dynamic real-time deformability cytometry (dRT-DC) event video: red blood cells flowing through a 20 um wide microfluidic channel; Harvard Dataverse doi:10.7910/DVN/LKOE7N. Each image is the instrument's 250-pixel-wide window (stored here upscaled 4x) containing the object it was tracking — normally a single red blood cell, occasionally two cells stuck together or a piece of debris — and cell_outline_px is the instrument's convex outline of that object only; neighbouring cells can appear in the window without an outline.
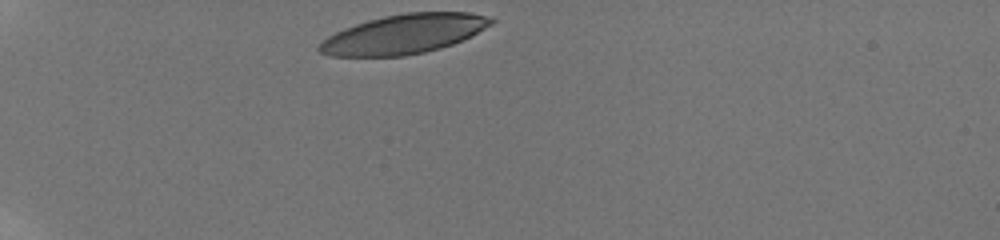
{"species": "human", "species_latin": "Homo sapiens", "temperature_condition": "room temperature", "stored_images_in_passage": 34, "camera_frame_rate_fps": 3000, "um_per_image_px": 0.085, "donor": {"sex": "male"}, "frame": {"image": 1, "passage_image": 1, "time_ms": 0.0, "image_size_px": [1000, 240], "cell_outline_px": [[496, 20], [492, 24], [452, 44], [440, 48], [424, 52], [404, 56], [328, 56], [320, 52], [316, 48], [328, 36], [344, 28], [368, 20], [384, 16], [404, 12], [472, 12]], "centroid_in_image_um": [34.29, 2.89], "position_along_channel_um": 50.7, "area_um2": 39.07}}
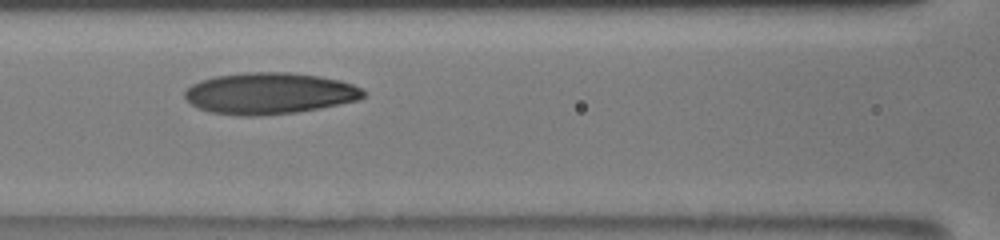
{"frame": {"image": 2, "passage_image": 12, "time_ms": 3.667, "image_size_px": [1000, 240], "cell_outline_px": [[368, 92], [364, 96], [356, 100], [340, 104], [320, 108], [296, 112], [260, 116], [240, 116], [208, 112], [196, 108], [184, 96], [184, 92], [192, 84], [200, 80], [216, 76], [244, 72], [292, 72], [320, 76], [340, 80], [352, 84]], "centroid_in_image_um": [22.89, 7.94], "position_along_channel_um": 143.7, "area_um2": 43.41}}
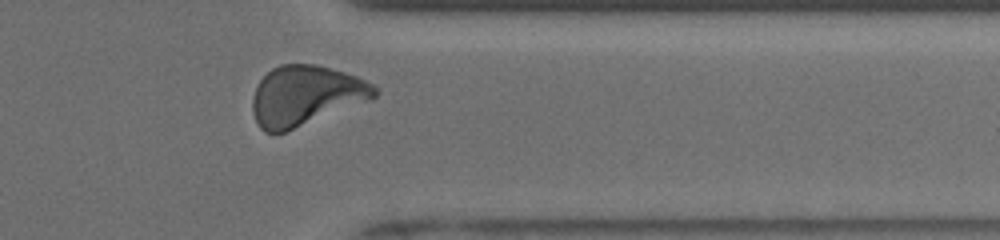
{"frame": {"image": 3, "passage_image": 31, "time_ms": 10.0, "image_size_px": [1000, 240], "cell_outline_px": [[376, 96], [372, 100], [284, 132], [264, 132], [256, 124], [252, 112], [252, 100], [256, 88], [260, 80], [272, 68], [280, 64], [316, 64], [344, 72], [356, 76], [372, 84], [376, 88]], "centroid_in_image_um": [25.97, 8.13], "position_along_channel_um": 385.4, "area_um2": 42.54}, "authors_computed_cell_mechanics": {"area_um2": 41.7894, "velocity_mm_per_s": 3.832, "shape_relaxation_time_tau1_ms": 4.5276, "shape_relaxation_time_tau2_ms": 1.6432, "deformation_change_tau1": 0.1919, "deformation_change_tau2": 0.0787}}